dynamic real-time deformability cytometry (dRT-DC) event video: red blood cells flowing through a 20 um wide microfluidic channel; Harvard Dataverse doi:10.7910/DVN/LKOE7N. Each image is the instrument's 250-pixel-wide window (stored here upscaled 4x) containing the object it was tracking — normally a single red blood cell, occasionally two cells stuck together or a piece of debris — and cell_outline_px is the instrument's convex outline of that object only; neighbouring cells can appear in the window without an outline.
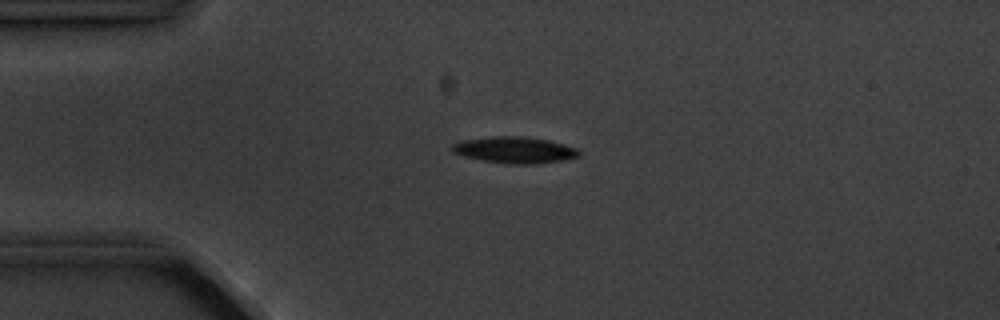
{"species": "common noctule bat (a hibernating species)", "species_latin": "Nyctalus noctula", "temperature_condition": "cold", "stored_images_in_passage": 9, "camera_frame_rate_fps": 3000, "um_per_image_px": 0.085, "animal": {"sex": "male", "body_mass_g": 20.1, "forearm_length_mm": 53.5}, "frame": {"image": 1, "passage_image": 3, "time_ms": 2.333, "image_size_px": [1000, 320], "cell_outline_px": [[580, 156], [560, 160], [532, 164], [508, 164], [484, 160], [464, 156], [452, 152], [452, 144], [460, 140], [496, 136], [524, 136], [548, 140], [564, 144], [576, 148], [580, 152]], "centroid_in_image_um": [43.73, 12.74], "position_along_channel_um": 41.3, "area_um2": 19.36}}